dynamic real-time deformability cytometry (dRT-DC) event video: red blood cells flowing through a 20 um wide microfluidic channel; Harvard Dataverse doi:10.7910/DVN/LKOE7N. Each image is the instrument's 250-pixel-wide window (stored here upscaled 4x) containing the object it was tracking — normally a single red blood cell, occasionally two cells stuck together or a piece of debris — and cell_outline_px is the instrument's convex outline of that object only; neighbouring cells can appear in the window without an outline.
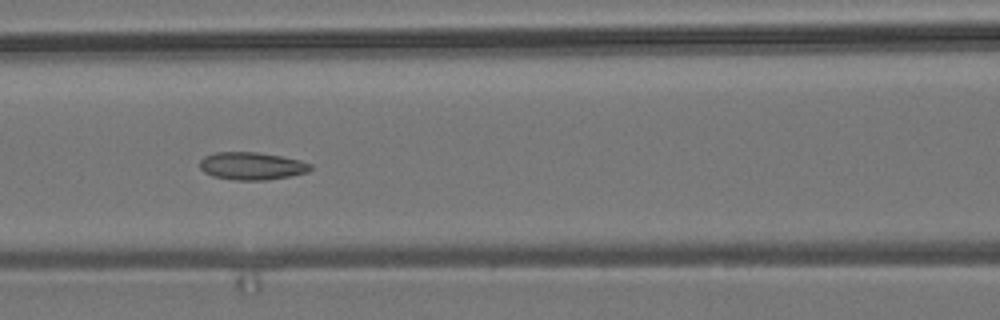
{"species": "common noctule bat (a hibernating species)", "species_latin": "Nyctalus noctula", "temperature_condition": "room temperature", "stored_images_in_passage": 8, "camera_frame_rate_fps": 3000, "um_per_image_px": 0.085, "animal": {"sex": "male", "body_mass_g": 19.2, "forearm_length_mm": 51.8}, "frame": {"image": 1, "passage_image": 7, "time_ms": 7.0, "image_size_px": [1000, 320], "cell_outline_px": [[312, 168], [308, 172], [292, 176], [264, 180], [232, 180], [212, 176], [204, 172], [200, 168], [200, 160], [204, 156], [216, 152], [256, 152], [280, 156], [300, 160], [312, 164]], "centroid_in_image_um": [21.4, 14.11], "position_along_channel_um": 145.2, "area_um2": 17.92}}
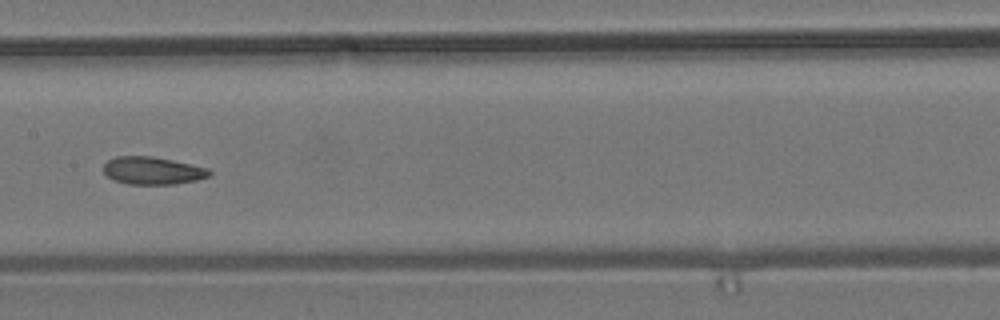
{"frame": {"image": 2, "passage_image": 8, "time_ms": 8.333, "image_size_px": [1000, 320], "cell_outline_px": [[212, 176], [196, 180], [176, 184], [128, 184], [116, 180], [108, 176], [104, 172], [104, 164], [108, 160], [116, 156], [152, 156], [172, 160], [208, 168], [212, 172]], "centroid_in_image_um": [13.0, 14.5], "position_along_channel_um": 194.4, "area_um2": 16.99}}